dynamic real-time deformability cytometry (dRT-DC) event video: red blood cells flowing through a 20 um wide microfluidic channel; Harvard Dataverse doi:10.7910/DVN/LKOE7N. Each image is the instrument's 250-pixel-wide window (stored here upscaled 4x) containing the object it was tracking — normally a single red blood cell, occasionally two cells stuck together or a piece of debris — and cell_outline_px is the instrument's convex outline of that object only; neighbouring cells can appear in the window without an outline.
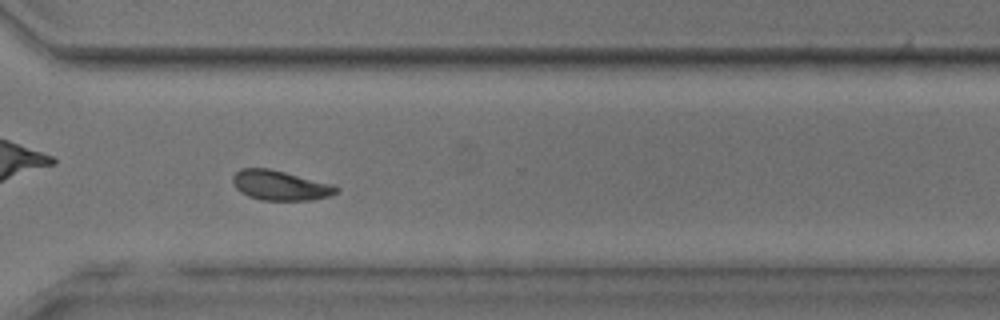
{"species": "common noctule bat (a hibernating species)", "species_latin": "Nyctalus noctula", "temperature_condition": "room temperature", "stored_images_in_passage": 53, "camera_frame_rate_fps": 3000, "um_per_image_px": 0.085, "animal": {"sex": "male", "body_mass_g": 17.9, "forearm_length_mm": 54.2}, "frame": {"image": 1, "passage_image": 38, "time_ms": 12.333, "image_size_px": [1000, 320], "cell_outline_px": [[340, 188], [332, 196], [312, 200], [260, 200], [248, 196], [240, 192], [236, 188], [232, 180], [232, 176], [240, 168], [268, 168], [336, 184]], "centroid_in_image_um": [23.85, 15.76], "position_along_channel_um": 346.7, "area_um2": 18.26}}